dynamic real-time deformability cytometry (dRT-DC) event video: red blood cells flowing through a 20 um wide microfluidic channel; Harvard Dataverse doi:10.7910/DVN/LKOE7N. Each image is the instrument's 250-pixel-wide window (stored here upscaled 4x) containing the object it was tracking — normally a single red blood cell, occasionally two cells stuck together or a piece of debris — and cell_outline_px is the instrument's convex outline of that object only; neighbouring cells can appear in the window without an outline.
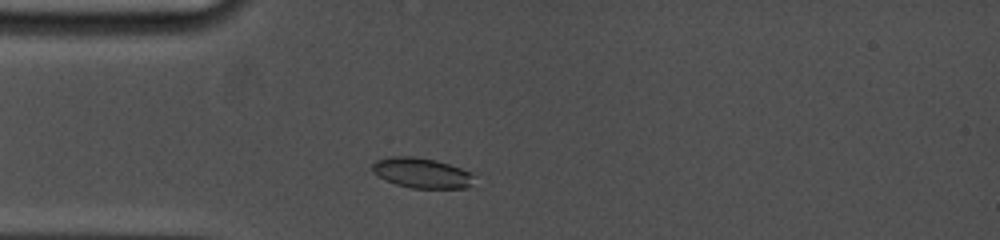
{"species": "common noctule bat (a hibernating species)", "species_latin": "Nyctalus noctula", "temperature_condition": "cold", "stored_images_in_passage": 55, "camera_frame_rate_fps": 5000, "um_per_image_px": 0.085, "animal": {"sex": "female", "body_mass_g": 19.0, "forearm_length_mm": 53.3}, "frame": {"image": 1, "passage_image": 3, "time_ms": 0.6, "image_size_px": [1000, 240], "cell_outline_px": [[476, 176], [472, 184], [468, 188], [412, 188], [396, 184], [372, 172], [372, 164], [376, 160], [388, 156], [412, 156], [436, 160], [472, 172]], "centroid_in_image_um": [35.88, 14.69], "position_along_channel_um": 49.1, "area_um2": 17.98}}
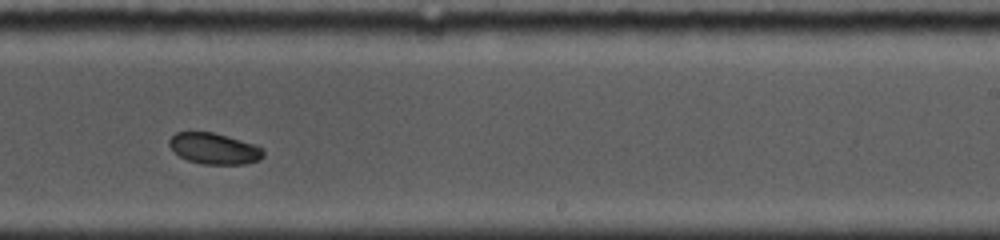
{"frame": {"image": 2, "passage_image": 32, "time_ms": 6.8, "image_size_px": [1000, 240], "cell_outline_px": [[264, 156], [260, 160], [244, 164], [204, 164], [188, 160], [180, 156], [168, 144], [168, 140], [176, 132], [212, 132], [256, 144], [264, 148]], "centroid_in_image_um": [18.25, 12.63], "position_along_channel_um": 270.7, "area_um2": 17.05}}
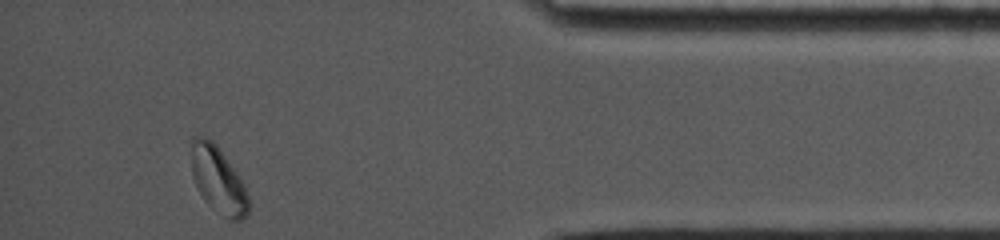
{"frame": {"image": 3, "passage_image": 55, "time_ms": 11.4, "image_size_px": [1000, 240], "cell_outline_px": [[248, 212], [240, 220], [228, 220], [212, 208], [204, 200], [192, 176], [192, 140], [196, 136], [204, 136], [212, 140], [216, 144], [240, 176], [244, 184], [248, 196]], "centroid_in_image_um": [18.55, 15.3], "position_along_channel_um": 416.6, "area_um2": 22.02}, "authors_computed_cell_mechanics": {"area_um2": 17.8602, "velocity_mm_per_s": 3.7402, "shape_relaxation_time_tau1_ms": 10.7589, "shape_relaxation_time_tau2_ms": null, "deformation_change_tau1": 0.1523, "deformation_change_tau2": null}}